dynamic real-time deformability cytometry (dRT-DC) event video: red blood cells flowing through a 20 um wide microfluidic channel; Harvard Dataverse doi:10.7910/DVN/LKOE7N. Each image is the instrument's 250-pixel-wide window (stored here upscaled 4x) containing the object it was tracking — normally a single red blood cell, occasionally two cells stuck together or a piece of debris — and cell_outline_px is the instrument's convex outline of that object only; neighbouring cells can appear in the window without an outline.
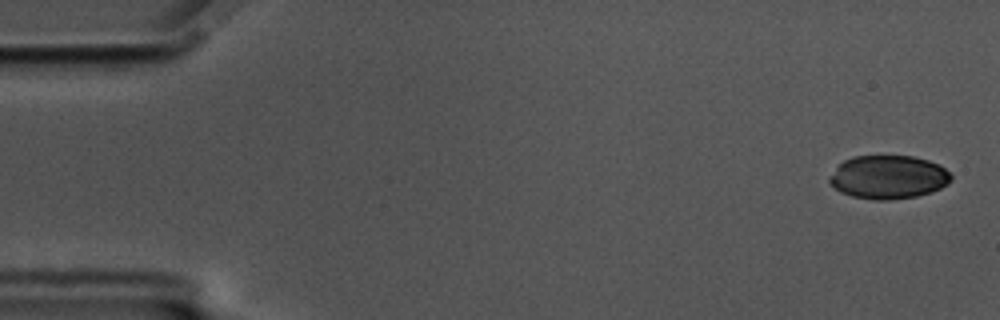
{"species": "common noctule bat (a hibernating species)", "species_latin": "Nyctalus noctula", "temperature_condition": "cold", "stored_images_in_passage": 55, "camera_frame_rate_fps": 3000, "um_per_image_px": 0.085, "animal": {"sex": "male", "body_mass_g": 17.5, "forearm_length_mm": 52.3}, "frame": {"image": 1, "passage_image": 2, "time_ms": 0.333, "image_size_px": [1000, 320], "cell_outline_px": [[952, 180], [948, 184], [932, 192], [916, 196], [888, 200], [872, 200], [852, 196], [840, 192], [828, 180], [836, 168], [844, 160], [852, 156], [912, 156], [928, 160], [940, 164], [952, 176]], "centroid_in_image_um": [75.53, 15.05], "position_along_channel_um": 9.5, "area_um2": 30.81}}
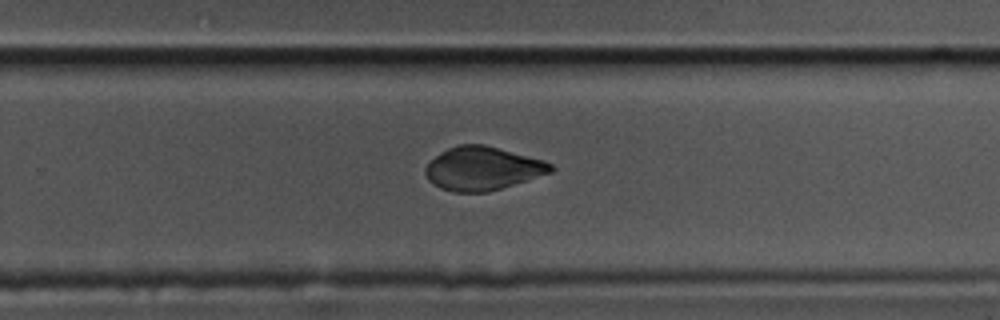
{"frame": {"image": 2, "passage_image": 37, "time_ms": 12.0, "image_size_px": [1000, 320], "cell_outline_px": [[552, 172], [488, 192], [452, 192], [440, 188], [432, 184], [428, 180], [424, 172], [424, 168], [436, 156], [448, 148], [456, 144], [484, 144], [544, 160], [552, 164]], "centroid_in_image_um": [40.98, 14.32], "position_along_channel_um": 288.8, "area_um2": 31.62}}
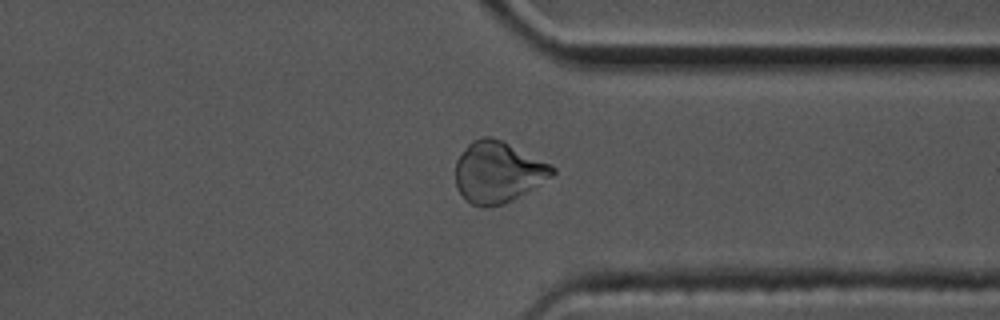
{"frame": {"image": 3, "passage_image": 44, "time_ms": 14.333, "image_size_px": [1000, 320], "cell_outline_px": [[556, 172], [552, 176], [504, 204], [484, 208], [472, 204], [456, 188], [456, 160], [464, 148], [472, 140], [484, 136], [492, 136], [552, 164], [556, 168]], "centroid_in_image_um": [42.31, 14.61], "position_along_channel_um": 369.1, "area_um2": 34.33}}